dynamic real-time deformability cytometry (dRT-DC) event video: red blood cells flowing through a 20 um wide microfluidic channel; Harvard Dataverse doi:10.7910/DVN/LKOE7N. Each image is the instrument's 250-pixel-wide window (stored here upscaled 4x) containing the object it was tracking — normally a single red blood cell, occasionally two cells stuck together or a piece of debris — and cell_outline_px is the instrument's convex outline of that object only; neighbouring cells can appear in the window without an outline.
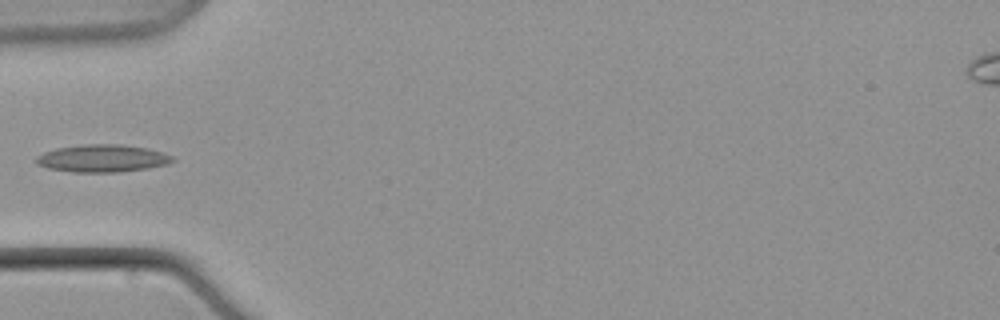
{"species": "common noctule bat (a hibernating species)", "species_latin": "Nyctalus noctula", "temperature_condition": "warm", "stored_images_in_passage": 9, "camera_frame_rate_fps": 3000, "um_per_image_px": 0.085, "animal": {"sex": "male", "body_mass_g": 21.5, "forearm_length_mm": 52.0}, "frame": {"image": 1, "passage_image": 7, "time_ms": 8.333, "image_size_px": [1000, 320], "cell_outline_px": [[176, 160], [168, 164], [148, 168], [120, 172], [72, 172], [48, 168], [36, 164], [36, 156], [44, 152], [56, 148], [84, 144], [120, 144], [148, 148], [164, 152], [172, 156]], "centroid_in_image_um": [8.72, 13.46], "position_along_channel_um": 76.3, "area_um2": 22.02}}
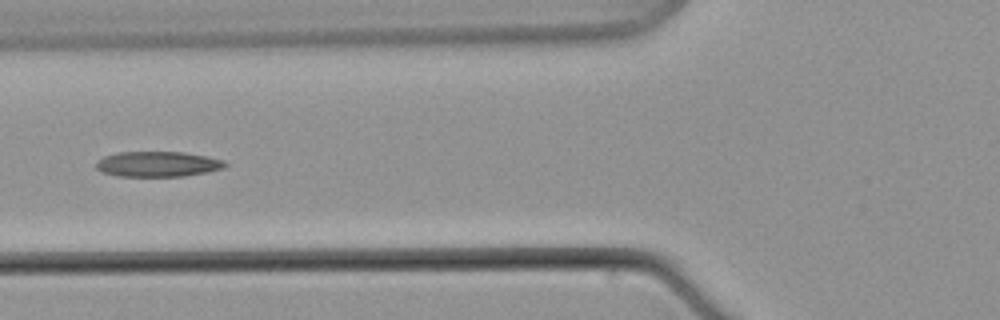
{"frame": {"image": 2, "passage_image": 8, "time_ms": 9.667, "image_size_px": [1000, 320], "cell_outline_px": [[228, 164], [224, 168], [208, 172], [184, 176], [116, 176], [100, 172], [96, 168], [96, 164], [104, 156], [120, 152], [184, 152], [208, 156], [224, 160]], "centroid_in_image_um": [13.44, 13.95], "position_along_channel_um": 112.4, "area_um2": 19.13}}